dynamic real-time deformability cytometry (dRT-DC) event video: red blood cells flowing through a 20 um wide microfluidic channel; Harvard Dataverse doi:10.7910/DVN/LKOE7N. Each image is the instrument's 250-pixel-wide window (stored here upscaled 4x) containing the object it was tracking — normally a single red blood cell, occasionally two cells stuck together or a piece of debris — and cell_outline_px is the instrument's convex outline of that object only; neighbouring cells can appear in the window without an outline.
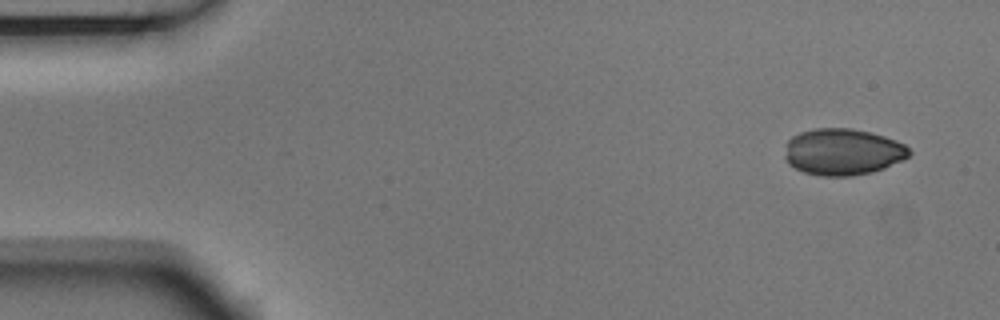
{"species": "Egyptian fruit bat (a non-hibernating species)", "species_latin": "Rousettus aegyptiacus", "temperature_condition": "room temperature", "stored_images_in_passage": 5, "camera_frame_rate_fps": 3000, "um_per_image_px": 0.085, "animal": {"sex": "male"}, "frame": {"image": 1, "passage_image": 1, "time_ms": 0.0, "image_size_px": [1000, 320], "cell_outline_px": [[912, 152], [904, 160], [884, 168], [872, 172], [852, 176], [820, 176], [804, 172], [788, 164], [784, 156], [788, 140], [792, 136], [800, 132], [816, 128], [852, 128], [884, 136], [896, 140], [904, 144]], "centroid_in_image_um": [71.64, 12.91], "position_along_channel_um": 13.4, "area_um2": 33.87}}